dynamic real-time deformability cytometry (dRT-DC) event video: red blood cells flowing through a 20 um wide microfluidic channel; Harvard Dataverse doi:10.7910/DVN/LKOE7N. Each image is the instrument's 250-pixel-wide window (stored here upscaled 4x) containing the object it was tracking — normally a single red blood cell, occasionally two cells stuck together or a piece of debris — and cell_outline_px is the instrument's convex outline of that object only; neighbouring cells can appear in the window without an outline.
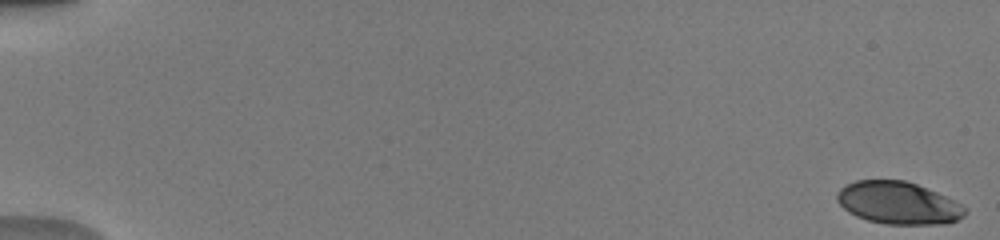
{"species": "human", "species_latin": "Homo sapiens", "temperature_condition": "warm", "stored_images_in_passage": 52, "camera_frame_rate_fps": 3000, "um_per_image_px": 0.085, "donor": {"sex": "male"}, "frame": {"image": 1, "passage_image": 1, "time_ms": 0.0, "image_size_px": [1000, 240], "cell_outline_px": [[968, 212], [964, 216], [948, 224], [888, 224], [868, 220], [856, 216], [848, 212], [836, 200], [836, 192], [840, 188], [856, 180], [904, 180], [916, 184], [936, 192], [968, 208]], "centroid_in_image_um": [76.35, 17.26], "position_along_channel_um": 8.7, "area_um2": 31.56}}
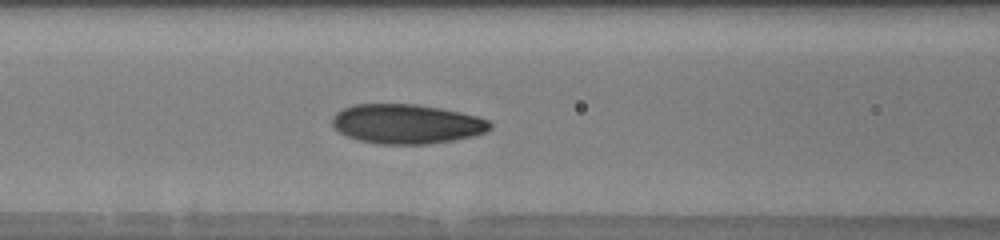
{"frame": {"image": 2, "passage_image": 24, "time_ms": 7.667, "image_size_px": [1000, 240], "cell_outline_px": [[492, 128], [488, 132], [472, 136], [452, 140], [428, 144], [376, 144], [360, 140], [348, 136], [340, 132], [332, 124], [332, 116], [336, 112], [352, 104], [416, 104], [440, 108], [480, 116], [488, 120], [492, 124]], "centroid_in_image_um": [34.59, 10.53], "position_along_channel_um": 132.0, "area_um2": 36.47}}
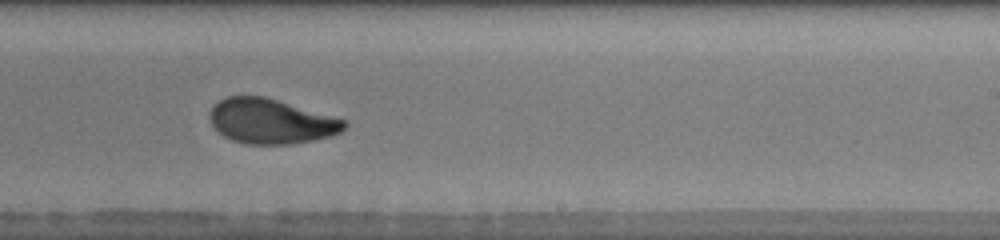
{"frame": {"image": 3, "passage_image": 34, "time_ms": 11.0, "image_size_px": [1000, 240], "cell_outline_px": [[348, 128], [332, 136], [292, 144], [248, 144], [232, 140], [224, 136], [212, 124], [208, 116], [212, 104], [228, 96], [264, 96], [348, 120]], "centroid_in_image_um": [23.06, 10.3], "position_along_channel_um": 265.9, "area_um2": 35.37}, "authors_computed_cell_mechanics": {"area_um2": 34.6511, "velocity_mm_per_s": 4.0253, "shape_relaxation_time_tau1_ms": 4.7747, "shape_relaxation_time_tau2_ms": 0.8706, "deformation_change_tau1": 0.1746, "deformation_change_tau2": 0.056}}